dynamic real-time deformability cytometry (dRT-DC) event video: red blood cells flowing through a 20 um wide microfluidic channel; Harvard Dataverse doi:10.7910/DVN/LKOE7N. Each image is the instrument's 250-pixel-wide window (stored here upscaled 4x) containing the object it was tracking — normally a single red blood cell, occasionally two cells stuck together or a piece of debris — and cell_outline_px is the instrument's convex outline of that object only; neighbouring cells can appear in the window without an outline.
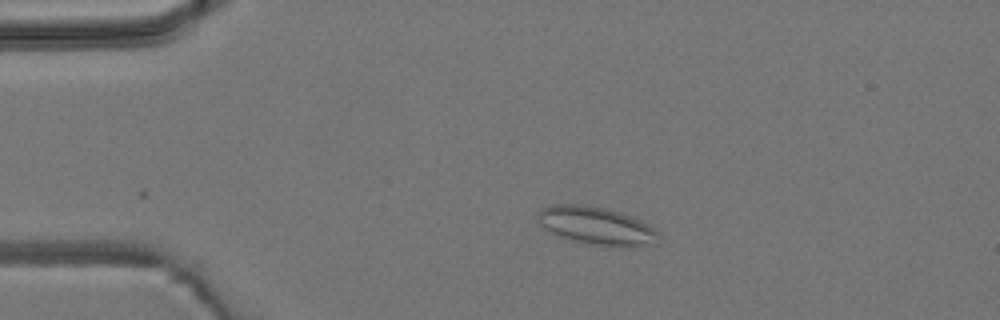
{"species": "common noctule bat (a hibernating species)", "species_latin": "Nyctalus noctula", "temperature_condition": "room temperature", "stored_images_in_passage": 3, "camera_frame_rate_fps": 3000, "um_per_image_px": 0.085, "animal": {"sex": "male", "body_mass_g": 19.2, "forearm_length_mm": 51.8}, "frame": {"image": 1, "passage_image": 3, "time_ms": 3.333, "image_size_px": [1000, 320], "cell_outline_px": [[660, 232], [656, 244], [600, 244], [572, 240], [548, 232], [540, 224], [536, 216], [536, 212], [540, 208], [552, 204], [580, 204], [600, 208], [616, 212], [628, 216], [648, 224]], "centroid_in_image_um": [50.58, 19.14], "position_along_channel_um": 34.4, "area_um2": 25.66}}